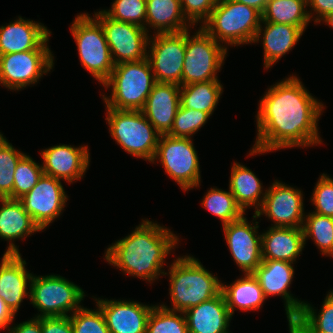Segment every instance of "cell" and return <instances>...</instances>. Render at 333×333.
I'll use <instances>...</instances> for the list:
<instances>
[{"label": "cell", "instance_id": "1", "mask_svg": "<svg viewBox=\"0 0 333 333\" xmlns=\"http://www.w3.org/2000/svg\"><path fill=\"white\" fill-rule=\"evenodd\" d=\"M323 108L295 75L277 82L260 100L258 133L249 155L321 144L317 124Z\"/></svg>", "mask_w": 333, "mask_h": 333}, {"label": "cell", "instance_id": "2", "mask_svg": "<svg viewBox=\"0 0 333 333\" xmlns=\"http://www.w3.org/2000/svg\"><path fill=\"white\" fill-rule=\"evenodd\" d=\"M178 240V236L165 226L142 220L132 233L106 249L105 260L123 273L151 283L160 274H168L161 268Z\"/></svg>", "mask_w": 333, "mask_h": 333}, {"label": "cell", "instance_id": "3", "mask_svg": "<svg viewBox=\"0 0 333 333\" xmlns=\"http://www.w3.org/2000/svg\"><path fill=\"white\" fill-rule=\"evenodd\" d=\"M170 266L169 294L173 307L161 304L164 308L185 312L221 293V281L205 269L198 259L189 255L181 256L174 259Z\"/></svg>", "mask_w": 333, "mask_h": 333}, {"label": "cell", "instance_id": "4", "mask_svg": "<svg viewBox=\"0 0 333 333\" xmlns=\"http://www.w3.org/2000/svg\"><path fill=\"white\" fill-rule=\"evenodd\" d=\"M153 71L147 58L114 65L108 79L102 84L112 88L110 96H103L106 107L118 110L141 111L154 84Z\"/></svg>", "mask_w": 333, "mask_h": 333}, {"label": "cell", "instance_id": "5", "mask_svg": "<svg viewBox=\"0 0 333 333\" xmlns=\"http://www.w3.org/2000/svg\"><path fill=\"white\" fill-rule=\"evenodd\" d=\"M261 21L262 14L252 7L235 0H218L201 27L219 44L240 46L253 43Z\"/></svg>", "mask_w": 333, "mask_h": 333}, {"label": "cell", "instance_id": "6", "mask_svg": "<svg viewBox=\"0 0 333 333\" xmlns=\"http://www.w3.org/2000/svg\"><path fill=\"white\" fill-rule=\"evenodd\" d=\"M106 110L110 134L122 149L136 158L153 162L161 134L142 111L108 107Z\"/></svg>", "mask_w": 333, "mask_h": 333}, {"label": "cell", "instance_id": "7", "mask_svg": "<svg viewBox=\"0 0 333 333\" xmlns=\"http://www.w3.org/2000/svg\"><path fill=\"white\" fill-rule=\"evenodd\" d=\"M89 15H77L70 30L77 44L81 64L103 84L112 73L114 63L103 27L95 17Z\"/></svg>", "mask_w": 333, "mask_h": 333}, {"label": "cell", "instance_id": "8", "mask_svg": "<svg viewBox=\"0 0 333 333\" xmlns=\"http://www.w3.org/2000/svg\"><path fill=\"white\" fill-rule=\"evenodd\" d=\"M30 286V301L40 311L35 317L69 316L82 306V288L60 275L34 276Z\"/></svg>", "mask_w": 333, "mask_h": 333}, {"label": "cell", "instance_id": "9", "mask_svg": "<svg viewBox=\"0 0 333 333\" xmlns=\"http://www.w3.org/2000/svg\"><path fill=\"white\" fill-rule=\"evenodd\" d=\"M188 31L182 86L196 82L219 81L217 72L226 59L227 47L214 40L201 26L191 37Z\"/></svg>", "mask_w": 333, "mask_h": 333}, {"label": "cell", "instance_id": "10", "mask_svg": "<svg viewBox=\"0 0 333 333\" xmlns=\"http://www.w3.org/2000/svg\"><path fill=\"white\" fill-rule=\"evenodd\" d=\"M159 160L170 178L185 191L200 185V165L191 138L160 135L153 159Z\"/></svg>", "mask_w": 333, "mask_h": 333}, {"label": "cell", "instance_id": "11", "mask_svg": "<svg viewBox=\"0 0 333 333\" xmlns=\"http://www.w3.org/2000/svg\"><path fill=\"white\" fill-rule=\"evenodd\" d=\"M148 49L147 60L150 63L155 81L182 86L186 31L166 34L155 33L153 38H149Z\"/></svg>", "mask_w": 333, "mask_h": 333}, {"label": "cell", "instance_id": "12", "mask_svg": "<svg viewBox=\"0 0 333 333\" xmlns=\"http://www.w3.org/2000/svg\"><path fill=\"white\" fill-rule=\"evenodd\" d=\"M94 15L103 27L114 65L147 58L150 36L145 28L113 20L102 10Z\"/></svg>", "mask_w": 333, "mask_h": 333}, {"label": "cell", "instance_id": "13", "mask_svg": "<svg viewBox=\"0 0 333 333\" xmlns=\"http://www.w3.org/2000/svg\"><path fill=\"white\" fill-rule=\"evenodd\" d=\"M53 58L51 50H29L0 55V84L15 91L35 84L43 74L51 72Z\"/></svg>", "mask_w": 333, "mask_h": 333}, {"label": "cell", "instance_id": "14", "mask_svg": "<svg viewBox=\"0 0 333 333\" xmlns=\"http://www.w3.org/2000/svg\"><path fill=\"white\" fill-rule=\"evenodd\" d=\"M19 200L42 231L60 216L68 197L61 180L43 174L37 184Z\"/></svg>", "mask_w": 333, "mask_h": 333}, {"label": "cell", "instance_id": "15", "mask_svg": "<svg viewBox=\"0 0 333 333\" xmlns=\"http://www.w3.org/2000/svg\"><path fill=\"white\" fill-rule=\"evenodd\" d=\"M265 191L263 204L253 219L265 214L273 220L274 227L302 228L305 213L301 190L275 180Z\"/></svg>", "mask_w": 333, "mask_h": 333}, {"label": "cell", "instance_id": "16", "mask_svg": "<svg viewBox=\"0 0 333 333\" xmlns=\"http://www.w3.org/2000/svg\"><path fill=\"white\" fill-rule=\"evenodd\" d=\"M258 223L250 224L243 216L222 227L229 251L245 274L253 273L262 262V235L257 233Z\"/></svg>", "mask_w": 333, "mask_h": 333}, {"label": "cell", "instance_id": "17", "mask_svg": "<svg viewBox=\"0 0 333 333\" xmlns=\"http://www.w3.org/2000/svg\"><path fill=\"white\" fill-rule=\"evenodd\" d=\"M293 264L283 260H262L253 272L266 298L280 295L285 300L288 320L294 319L304 304V301L294 298L288 291L294 276Z\"/></svg>", "mask_w": 333, "mask_h": 333}, {"label": "cell", "instance_id": "18", "mask_svg": "<svg viewBox=\"0 0 333 333\" xmlns=\"http://www.w3.org/2000/svg\"><path fill=\"white\" fill-rule=\"evenodd\" d=\"M88 146L74 147L60 144L41 151L42 169L45 175L66 183L82 179L90 163Z\"/></svg>", "mask_w": 333, "mask_h": 333}, {"label": "cell", "instance_id": "19", "mask_svg": "<svg viewBox=\"0 0 333 333\" xmlns=\"http://www.w3.org/2000/svg\"><path fill=\"white\" fill-rule=\"evenodd\" d=\"M110 333H146L153 305L136 301L104 300L96 298Z\"/></svg>", "mask_w": 333, "mask_h": 333}, {"label": "cell", "instance_id": "20", "mask_svg": "<svg viewBox=\"0 0 333 333\" xmlns=\"http://www.w3.org/2000/svg\"><path fill=\"white\" fill-rule=\"evenodd\" d=\"M50 34L43 24L19 16L14 22L0 27V55L29 50H50L47 45Z\"/></svg>", "mask_w": 333, "mask_h": 333}, {"label": "cell", "instance_id": "21", "mask_svg": "<svg viewBox=\"0 0 333 333\" xmlns=\"http://www.w3.org/2000/svg\"><path fill=\"white\" fill-rule=\"evenodd\" d=\"M21 257V254L4 253L0 263V297L14 314H17L21 302L27 296L30 298L33 277L26 270V261Z\"/></svg>", "mask_w": 333, "mask_h": 333}, {"label": "cell", "instance_id": "22", "mask_svg": "<svg viewBox=\"0 0 333 333\" xmlns=\"http://www.w3.org/2000/svg\"><path fill=\"white\" fill-rule=\"evenodd\" d=\"M180 106V85L156 82L141 110L147 120L161 134H168Z\"/></svg>", "mask_w": 333, "mask_h": 333}, {"label": "cell", "instance_id": "23", "mask_svg": "<svg viewBox=\"0 0 333 333\" xmlns=\"http://www.w3.org/2000/svg\"><path fill=\"white\" fill-rule=\"evenodd\" d=\"M189 333H229L232 318L222 292L185 312ZM228 330V331H227Z\"/></svg>", "mask_w": 333, "mask_h": 333}, {"label": "cell", "instance_id": "24", "mask_svg": "<svg viewBox=\"0 0 333 333\" xmlns=\"http://www.w3.org/2000/svg\"><path fill=\"white\" fill-rule=\"evenodd\" d=\"M0 238L9 241L5 254H20L15 239H24L40 232L19 199L0 198Z\"/></svg>", "mask_w": 333, "mask_h": 333}, {"label": "cell", "instance_id": "25", "mask_svg": "<svg viewBox=\"0 0 333 333\" xmlns=\"http://www.w3.org/2000/svg\"><path fill=\"white\" fill-rule=\"evenodd\" d=\"M261 23L264 24L265 30L260 25L253 43H257L263 34L264 67L268 69L297 44L304 30L293 25L264 22L263 20Z\"/></svg>", "mask_w": 333, "mask_h": 333}, {"label": "cell", "instance_id": "26", "mask_svg": "<svg viewBox=\"0 0 333 333\" xmlns=\"http://www.w3.org/2000/svg\"><path fill=\"white\" fill-rule=\"evenodd\" d=\"M262 260H283L293 263L305 246L302 228L270 227L262 233Z\"/></svg>", "mask_w": 333, "mask_h": 333}, {"label": "cell", "instance_id": "27", "mask_svg": "<svg viewBox=\"0 0 333 333\" xmlns=\"http://www.w3.org/2000/svg\"><path fill=\"white\" fill-rule=\"evenodd\" d=\"M146 8L147 32V25L157 34L180 33L193 26L185 18L180 0H146Z\"/></svg>", "mask_w": 333, "mask_h": 333}, {"label": "cell", "instance_id": "28", "mask_svg": "<svg viewBox=\"0 0 333 333\" xmlns=\"http://www.w3.org/2000/svg\"><path fill=\"white\" fill-rule=\"evenodd\" d=\"M222 294L231 316L237 309L243 311L258 310L262 307L266 297L253 273L244 274V277L237 279L233 284L222 283Z\"/></svg>", "mask_w": 333, "mask_h": 333}, {"label": "cell", "instance_id": "29", "mask_svg": "<svg viewBox=\"0 0 333 333\" xmlns=\"http://www.w3.org/2000/svg\"><path fill=\"white\" fill-rule=\"evenodd\" d=\"M261 184L249 168L234 162L231 168L229 190L244 212L250 206H255V213L261 208L266 195V191L263 193Z\"/></svg>", "mask_w": 333, "mask_h": 333}, {"label": "cell", "instance_id": "30", "mask_svg": "<svg viewBox=\"0 0 333 333\" xmlns=\"http://www.w3.org/2000/svg\"><path fill=\"white\" fill-rule=\"evenodd\" d=\"M306 7V0H269L262 12V20L297 26L305 31L314 14L306 11Z\"/></svg>", "mask_w": 333, "mask_h": 333}, {"label": "cell", "instance_id": "31", "mask_svg": "<svg viewBox=\"0 0 333 333\" xmlns=\"http://www.w3.org/2000/svg\"><path fill=\"white\" fill-rule=\"evenodd\" d=\"M223 92L220 81L196 82L180 86V105L185 108L204 111L210 116Z\"/></svg>", "mask_w": 333, "mask_h": 333}, {"label": "cell", "instance_id": "32", "mask_svg": "<svg viewBox=\"0 0 333 333\" xmlns=\"http://www.w3.org/2000/svg\"><path fill=\"white\" fill-rule=\"evenodd\" d=\"M318 315L309 303L293 319L307 333H333V290L328 292Z\"/></svg>", "mask_w": 333, "mask_h": 333}, {"label": "cell", "instance_id": "33", "mask_svg": "<svg viewBox=\"0 0 333 333\" xmlns=\"http://www.w3.org/2000/svg\"><path fill=\"white\" fill-rule=\"evenodd\" d=\"M304 240L311 237L322 255L333 256V218L316 214L305 215L302 226Z\"/></svg>", "mask_w": 333, "mask_h": 333}, {"label": "cell", "instance_id": "34", "mask_svg": "<svg viewBox=\"0 0 333 333\" xmlns=\"http://www.w3.org/2000/svg\"><path fill=\"white\" fill-rule=\"evenodd\" d=\"M202 206L221 219L222 226L242 218L245 214L230 190L210 188L203 197Z\"/></svg>", "mask_w": 333, "mask_h": 333}, {"label": "cell", "instance_id": "35", "mask_svg": "<svg viewBox=\"0 0 333 333\" xmlns=\"http://www.w3.org/2000/svg\"><path fill=\"white\" fill-rule=\"evenodd\" d=\"M25 155L16 150L3 136H0V198L13 199L14 172L19 160Z\"/></svg>", "mask_w": 333, "mask_h": 333}, {"label": "cell", "instance_id": "36", "mask_svg": "<svg viewBox=\"0 0 333 333\" xmlns=\"http://www.w3.org/2000/svg\"><path fill=\"white\" fill-rule=\"evenodd\" d=\"M146 333H189L184 312L172 311L162 305H153Z\"/></svg>", "mask_w": 333, "mask_h": 333}, {"label": "cell", "instance_id": "37", "mask_svg": "<svg viewBox=\"0 0 333 333\" xmlns=\"http://www.w3.org/2000/svg\"><path fill=\"white\" fill-rule=\"evenodd\" d=\"M43 174L42 165L25 154L19 160L14 172L13 199H20L28 193Z\"/></svg>", "mask_w": 333, "mask_h": 333}, {"label": "cell", "instance_id": "38", "mask_svg": "<svg viewBox=\"0 0 333 333\" xmlns=\"http://www.w3.org/2000/svg\"><path fill=\"white\" fill-rule=\"evenodd\" d=\"M103 12L113 20L127 22L146 30V0H115Z\"/></svg>", "mask_w": 333, "mask_h": 333}, {"label": "cell", "instance_id": "39", "mask_svg": "<svg viewBox=\"0 0 333 333\" xmlns=\"http://www.w3.org/2000/svg\"><path fill=\"white\" fill-rule=\"evenodd\" d=\"M210 115L204 111L193 110L179 106L171 131L172 137L191 138L209 119Z\"/></svg>", "mask_w": 333, "mask_h": 333}, {"label": "cell", "instance_id": "40", "mask_svg": "<svg viewBox=\"0 0 333 333\" xmlns=\"http://www.w3.org/2000/svg\"><path fill=\"white\" fill-rule=\"evenodd\" d=\"M96 306V310L82 306L70 313L73 333H110L103 312L98 305Z\"/></svg>", "mask_w": 333, "mask_h": 333}, {"label": "cell", "instance_id": "41", "mask_svg": "<svg viewBox=\"0 0 333 333\" xmlns=\"http://www.w3.org/2000/svg\"><path fill=\"white\" fill-rule=\"evenodd\" d=\"M322 174L314 187L311 201L316 214L333 218V178Z\"/></svg>", "mask_w": 333, "mask_h": 333}, {"label": "cell", "instance_id": "42", "mask_svg": "<svg viewBox=\"0 0 333 333\" xmlns=\"http://www.w3.org/2000/svg\"><path fill=\"white\" fill-rule=\"evenodd\" d=\"M185 18L194 26L204 23L217 5L218 0H180Z\"/></svg>", "mask_w": 333, "mask_h": 333}, {"label": "cell", "instance_id": "43", "mask_svg": "<svg viewBox=\"0 0 333 333\" xmlns=\"http://www.w3.org/2000/svg\"><path fill=\"white\" fill-rule=\"evenodd\" d=\"M42 333H73L70 316L42 317Z\"/></svg>", "mask_w": 333, "mask_h": 333}, {"label": "cell", "instance_id": "44", "mask_svg": "<svg viewBox=\"0 0 333 333\" xmlns=\"http://www.w3.org/2000/svg\"><path fill=\"white\" fill-rule=\"evenodd\" d=\"M307 6L311 8L317 15L315 23H320L321 20L330 13H333V0H307Z\"/></svg>", "mask_w": 333, "mask_h": 333}, {"label": "cell", "instance_id": "45", "mask_svg": "<svg viewBox=\"0 0 333 333\" xmlns=\"http://www.w3.org/2000/svg\"><path fill=\"white\" fill-rule=\"evenodd\" d=\"M7 331L9 333H42L41 330V318L33 317L30 320L16 324Z\"/></svg>", "mask_w": 333, "mask_h": 333}, {"label": "cell", "instance_id": "46", "mask_svg": "<svg viewBox=\"0 0 333 333\" xmlns=\"http://www.w3.org/2000/svg\"><path fill=\"white\" fill-rule=\"evenodd\" d=\"M15 314L8 308L6 303L0 297V329H9L11 322H13Z\"/></svg>", "mask_w": 333, "mask_h": 333}, {"label": "cell", "instance_id": "47", "mask_svg": "<svg viewBox=\"0 0 333 333\" xmlns=\"http://www.w3.org/2000/svg\"><path fill=\"white\" fill-rule=\"evenodd\" d=\"M235 1L245 4L249 7H252L258 10L262 14L269 0H235Z\"/></svg>", "mask_w": 333, "mask_h": 333}, {"label": "cell", "instance_id": "48", "mask_svg": "<svg viewBox=\"0 0 333 333\" xmlns=\"http://www.w3.org/2000/svg\"><path fill=\"white\" fill-rule=\"evenodd\" d=\"M289 333H307L293 319L288 320Z\"/></svg>", "mask_w": 333, "mask_h": 333}, {"label": "cell", "instance_id": "49", "mask_svg": "<svg viewBox=\"0 0 333 333\" xmlns=\"http://www.w3.org/2000/svg\"><path fill=\"white\" fill-rule=\"evenodd\" d=\"M321 21L333 28V13L328 14Z\"/></svg>", "mask_w": 333, "mask_h": 333}]
</instances>
